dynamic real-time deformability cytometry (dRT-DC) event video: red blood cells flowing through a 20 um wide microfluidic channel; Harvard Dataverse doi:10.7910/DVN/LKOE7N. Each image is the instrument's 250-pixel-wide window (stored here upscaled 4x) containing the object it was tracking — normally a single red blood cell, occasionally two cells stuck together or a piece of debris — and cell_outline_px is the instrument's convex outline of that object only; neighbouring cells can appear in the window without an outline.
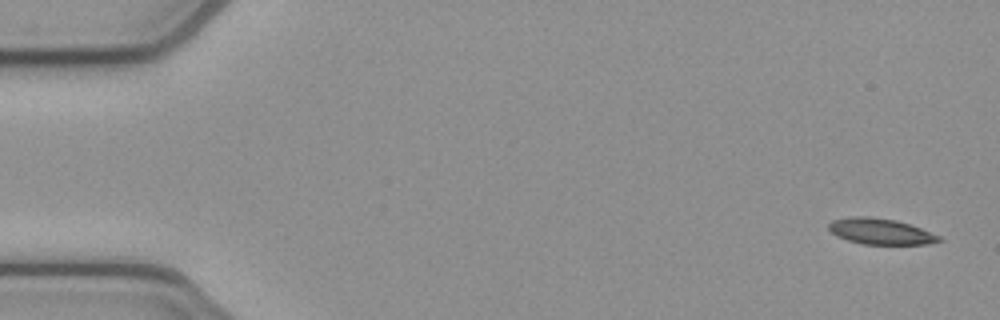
{"species": "common noctule bat (a hibernating species)", "species_latin": "Nyctalus noctula", "temperature_condition": "cold", "stored_images_in_passage": 52, "camera_frame_rate_fps": 3000, "um_per_image_px": 0.085, "animal": {"sex": "female", "body_mass_g": 21.9}, "frame": {"image": 1, "passage_image": 1, "time_ms": 0.0, "image_size_px": [1000, 320], "cell_outline_px": [[944, 240], [924, 244], [860, 244], [836, 236], [828, 228], [828, 224], [832, 220], [848, 216], [868, 216], [896, 220], [920, 228], [940, 236]], "centroid_in_image_um": [74.8, 19.66], "position_along_channel_um": 10.2, "area_um2": 16.65}}
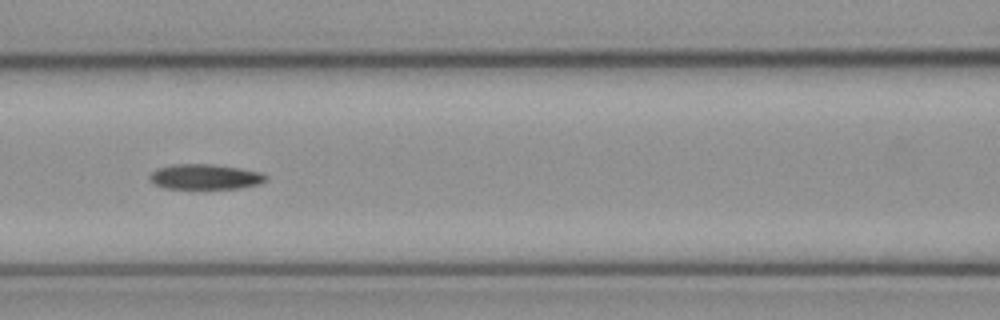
{"frame": {"image": 2, "passage_image": 22, "time_ms": 7.0, "image_size_px": [1000, 320], "cell_outline_px": [[268, 180], [260, 184], [240, 188], [164, 188], [152, 184], [148, 180], [148, 176], [156, 168], [172, 164], [212, 164], [264, 172], [268, 176]], "centroid_in_image_um": [17.43, 15.02], "position_along_channel_um": 149.2, "area_um2": 17.34}}
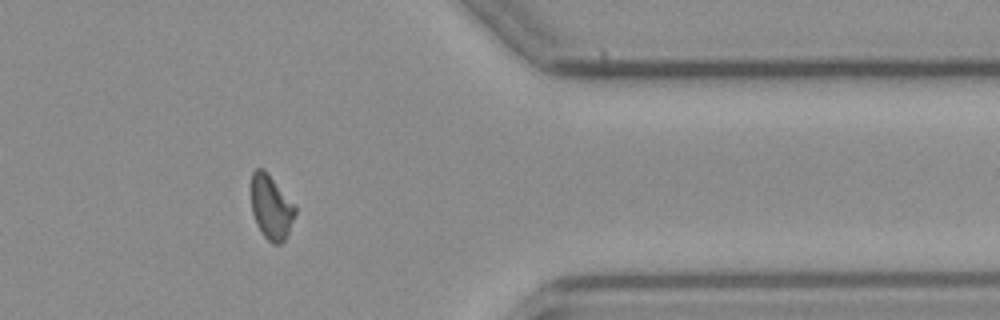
{"frame": {"image": 3, "passage_image": 42, "time_ms": 13.667, "image_size_px": [1000, 320], "cell_outline_px": [[296, 212], [288, 232], [284, 240], [280, 244], [272, 244], [264, 236], [256, 224], [252, 212], [252, 172], [256, 168], [260, 168], [296, 204]], "centroid_in_image_um": [23.06, 17.66], "position_along_channel_um": 388.3, "area_um2": 16.07}, "authors_computed_cell_mechanics": {"area_um2": 17.3111, "velocity_mm_per_s": 3.8689, "shape_relaxation_time_tau1_ms": null, "shape_relaxation_time_tau2_ms": 4.6186, "deformation_change_tau1": null, "deformation_change_tau2": 0.102}}